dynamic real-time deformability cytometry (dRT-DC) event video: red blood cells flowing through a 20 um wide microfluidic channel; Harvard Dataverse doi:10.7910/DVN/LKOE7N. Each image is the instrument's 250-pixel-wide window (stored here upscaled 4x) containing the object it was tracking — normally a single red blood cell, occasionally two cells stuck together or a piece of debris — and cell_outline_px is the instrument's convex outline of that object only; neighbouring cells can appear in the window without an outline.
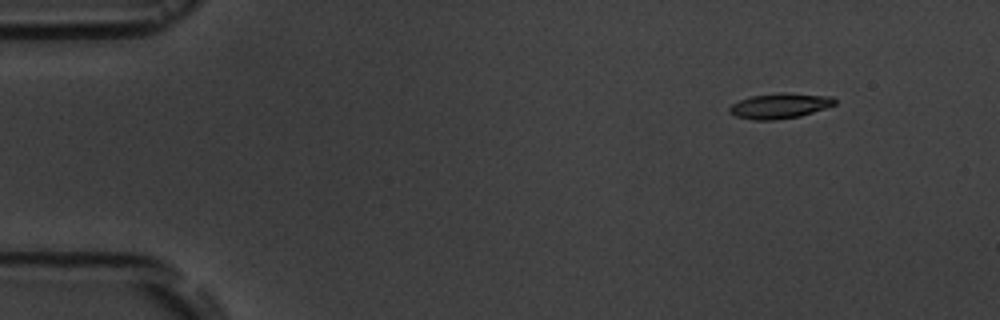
{"species": "common noctule bat (a hibernating species)", "species_latin": "Nyctalus noctula", "temperature_condition": "room temperature", "stored_images_in_passage": 3, "camera_frame_rate_fps": 3000, "um_per_image_px": 0.085, "animal": {"sex": "male", "body_mass_g": 19.5, "forearm_length_mm": 54.6}, "frame": {"image": 1, "passage_image": 1, "time_ms": 0.0, "image_size_px": [1000, 320], "cell_outline_px": [[836, 104], [800, 116], [776, 120], [752, 120], [736, 116], [728, 112], [728, 108], [732, 104], [740, 100], [752, 96], [784, 92], [832, 96], [836, 100]], "centroid_in_image_um": [66.27, 8.99], "position_along_channel_um": 18.7, "area_um2": 15.49}}
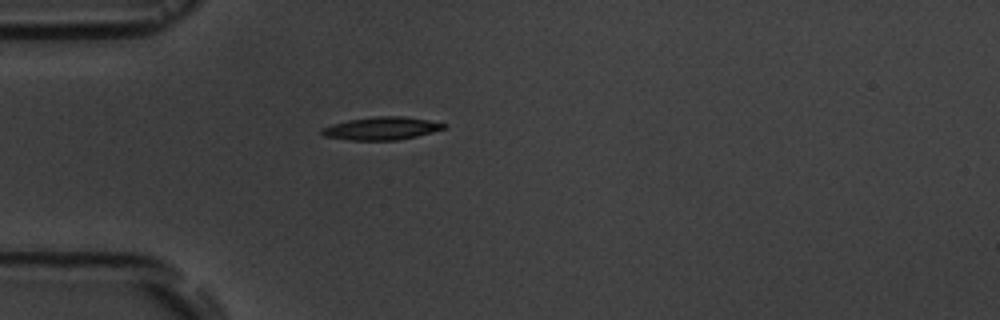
{"frame": {"image": 2, "passage_image": 3, "time_ms": 3.333, "image_size_px": [1000, 320], "cell_outline_px": [[448, 128], [416, 136], [396, 140], [348, 140], [324, 136], [320, 132], [320, 128], [332, 124], [348, 120], [376, 116], [404, 116], [428, 120], [448, 124]], "centroid_in_image_um": [32.43, 10.91], "position_along_channel_um": 52.6, "area_um2": 16.36}}